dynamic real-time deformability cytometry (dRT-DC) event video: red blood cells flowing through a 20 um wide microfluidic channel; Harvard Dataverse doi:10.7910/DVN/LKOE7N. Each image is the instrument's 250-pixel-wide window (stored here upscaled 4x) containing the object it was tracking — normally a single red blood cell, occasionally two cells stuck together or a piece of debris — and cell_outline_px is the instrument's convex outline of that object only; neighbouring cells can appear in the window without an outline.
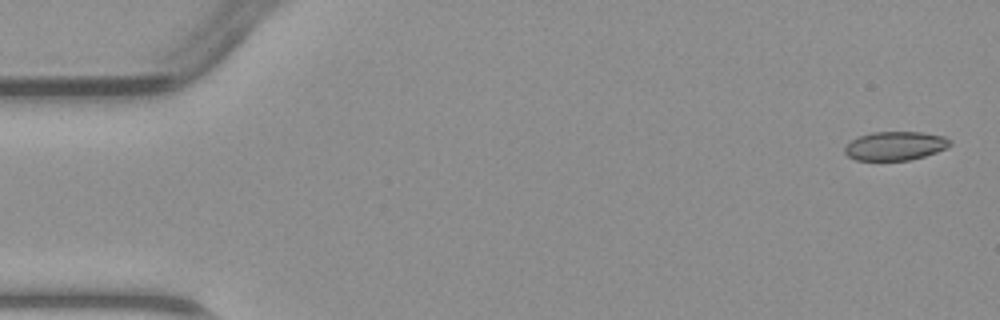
{"species": "common noctule bat (a hibernating species)", "species_latin": "Nyctalus noctula", "temperature_condition": "warm", "stored_images_in_passage": 4, "camera_frame_rate_fps": 3000, "um_per_image_px": 0.085, "animal": {"sex": "male", "body_mass_g": 23.1, "forearm_length_mm": 52.7}, "frame": {"image": 1, "passage_image": 1, "time_ms": 0.0, "image_size_px": [1000, 320], "cell_outline_px": [[952, 144], [948, 148], [924, 156], [908, 160], [856, 160], [848, 156], [844, 152], [844, 144], [860, 136], [872, 132], [920, 132], [944, 136], [952, 140]], "centroid_in_image_um": [76.1, 12.39], "position_along_channel_um": 8.9, "area_um2": 17.74}}
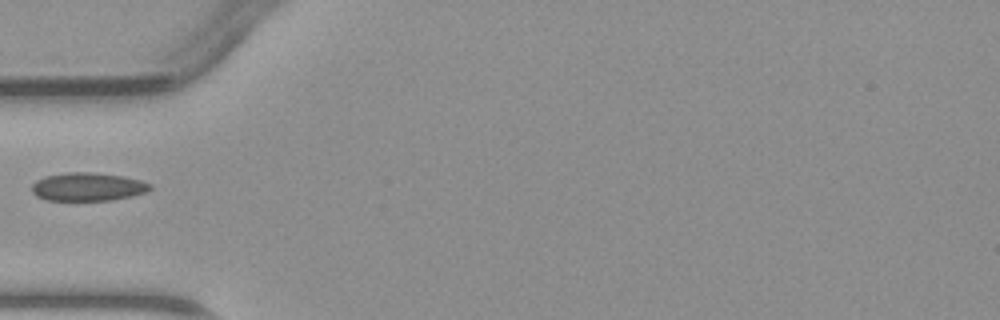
{"frame": {"image": 2, "passage_image": 4, "time_ms": 4.667, "image_size_px": [1000, 320], "cell_outline_px": [[152, 188], [144, 192], [132, 196], [112, 200], [48, 200], [36, 196], [32, 192], [32, 184], [36, 180], [44, 176], [64, 172], [92, 172], [124, 176], [140, 180], [152, 184]], "centroid_in_image_um": [7.45, 15.86], "position_along_channel_um": 77.6, "area_um2": 19.59}}